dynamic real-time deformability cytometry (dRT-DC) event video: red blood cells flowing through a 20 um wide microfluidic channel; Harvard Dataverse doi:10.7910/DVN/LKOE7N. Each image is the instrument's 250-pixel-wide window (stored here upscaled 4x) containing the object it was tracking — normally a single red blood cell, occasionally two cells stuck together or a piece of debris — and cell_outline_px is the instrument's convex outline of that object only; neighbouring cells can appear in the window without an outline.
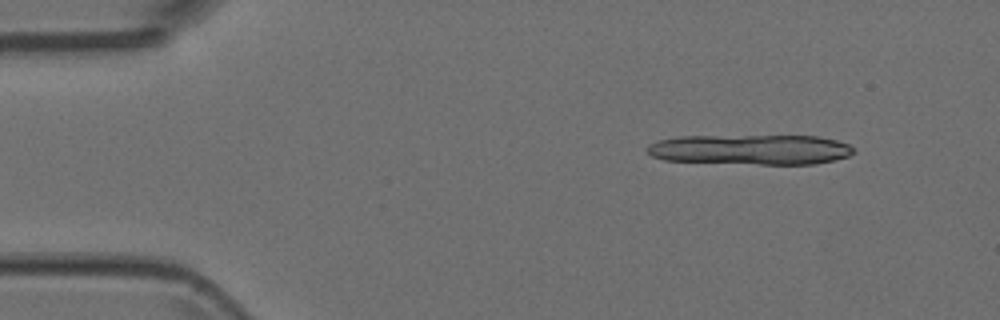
{"species": "Egyptian fruit bat (a non-hibernating species)", "species_latin": "Rousettus aegyptiacus", "temperature_condition": "room temperature", "stored_images_in_passage": 5, "camera_frame_rate_fps": 3000, "um_per_image_px": 0.085, "animal": {"sex": "female"}, "frame": {"image": 1, "passage_image": 2, "time_ms": 0.333, "image_size_px": [1000, 320], "cell_outline_px": [[856, 152], [848, 156], [832, 160], [812, 164], [760, 164], [664, 160], [652, 156], [644, 148], [648, 144], [656, 140], [680, 136], [820, 136], [836, 140], [848, 144]], "centroid_in_image_um": [63.76, 12.7], "position_along_channel_um": 21.2, "area_um2": 36.3}}
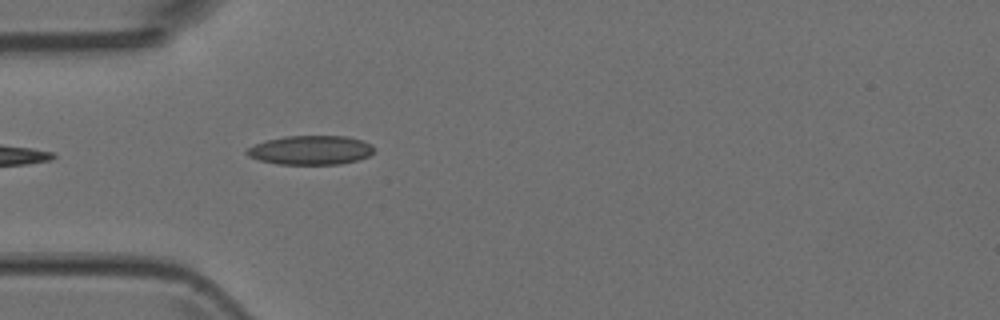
{"frame": {"image": 2, "passage_image": 5, "time_ms": 1.333, "image_size_px": [1000, 320], "cell_outline_px": [[376, 148], [368, 156], [356, 160], [340, 164], [280, 164], [260, 160], [248, 156], [244, 152], [248, 148], [256, 144], [268, 140], [284, 136], [348, 136], [372, 144]], "centroid_in_image_um": [26.42, 12.75], "position_along_channel_um": 58.6, "area_um2": 21.44}}